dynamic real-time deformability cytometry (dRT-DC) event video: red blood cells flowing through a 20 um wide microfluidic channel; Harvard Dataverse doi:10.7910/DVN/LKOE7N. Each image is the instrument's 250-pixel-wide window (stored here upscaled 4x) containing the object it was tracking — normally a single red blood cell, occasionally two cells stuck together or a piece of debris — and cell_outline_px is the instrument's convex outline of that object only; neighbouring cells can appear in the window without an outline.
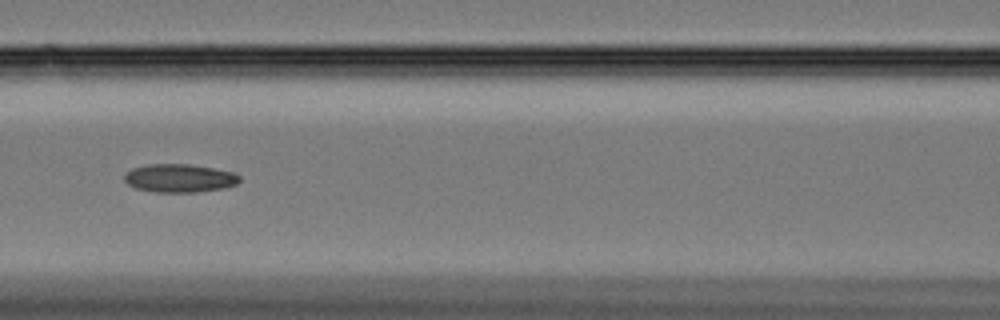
{"species": "Egyptian fruit bat (a non-hibernating species)", "species_latin": "Rousettus aegyptiacus", "temperature_condition": "cold", "stored_images_in_passage": 17, "camera_frame_rate_fps": 3000, "um_per_image_px": 0.085, "animal": {"sex": "female"}, "frame": {"image": 1, "passage_image": 10, "time_ms": 3.0, "image_size_px": [1000, 320], "cell_outline_px": [[240, 180], [236, 184], [224, 188], [196, 192], [156, 192], [136, 188], [128, 184], [124, 180], [124, 176], [132, 168], [148, 164], [188, 164], [212, 168], [232, 172], [240, 176]], "centroid_in_image_um": [15.25, 15.14], "position_along_channel_um": 151.3, "area_um2": 18.84}}